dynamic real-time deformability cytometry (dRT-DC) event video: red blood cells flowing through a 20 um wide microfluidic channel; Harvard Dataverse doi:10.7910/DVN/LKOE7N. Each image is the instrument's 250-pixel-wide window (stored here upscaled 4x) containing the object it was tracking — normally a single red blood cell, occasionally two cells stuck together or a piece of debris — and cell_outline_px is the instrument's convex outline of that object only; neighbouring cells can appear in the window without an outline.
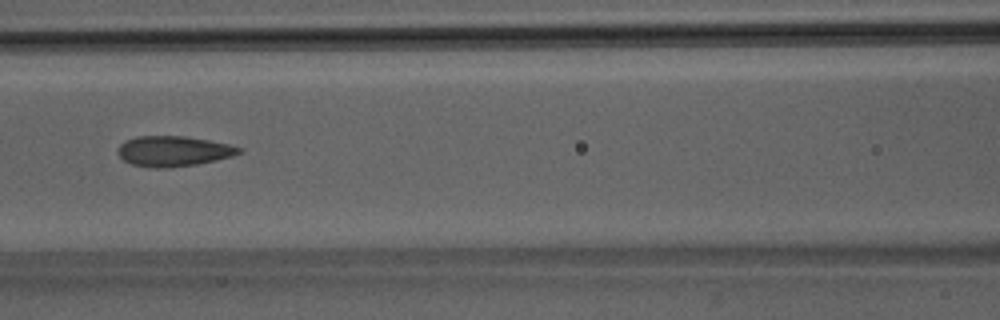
{"species": "Egyptian fruit bat (a non-hibernating species)", "species_latin": "Rousettus aegyptiacus", "temperature_condition": "room temperature", "stored_images_in_passage": 4, "camera_frame_rate_fps": 3000, "um_per_image_px": 0.085, "animal": {"sex": "male"}, "frame": {"image": 1, "passage_image": 3, "time_ms": 2.333, "image_size_px": [1000, 320], "cell_outline_px": [[244, 152], [232, 156], [216, 160], [196, 164], [168, 168], [152, 168], [132, 164], [124, 160], [116, 152], [120, 144], [124, 140], [136, 136], [184, 136], [208, 140], [228, 144], [244, 148]], "centroid_in_image_um": [14.74, 12.84], "position_along_channel_um": 151.9, "area_um2": 21.56}}